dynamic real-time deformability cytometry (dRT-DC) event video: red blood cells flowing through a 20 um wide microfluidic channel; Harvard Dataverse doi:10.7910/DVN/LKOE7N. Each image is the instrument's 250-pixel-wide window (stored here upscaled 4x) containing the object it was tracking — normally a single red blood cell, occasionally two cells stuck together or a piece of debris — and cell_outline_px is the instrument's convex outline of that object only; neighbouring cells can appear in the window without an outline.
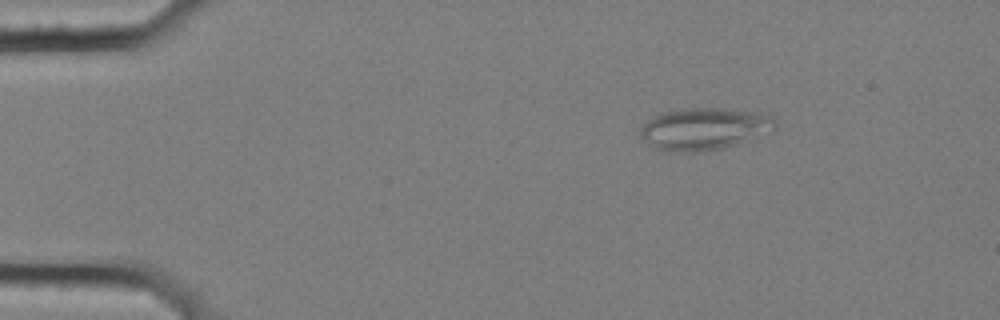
{"species": "common noctule bat (a hibernating species)", "species_latin": "Nyctalus noctula", "temperature_condition": "cold", "stored_images_in_passage": 53, "camera_frame_rate_fps": 3000, "um_per_image_px": 0.085, "animal": {"sex": "female", "body_mass_g": 25.1}, "frame": {"image": 1, "passage_image": 5, "time_ms": 1.333, "image_size_px": [1000, 320], "cell_outline_px": [[776, 128], [772, 132], [736, 144], [720, 148], [692, 152], [676, 152], [656, 148], [648, 144], [640, 136], [640, 128], [648, 120], [660, 112], [684, 108], [724, 108], [752, 112], [772, 116], [776, 120]], "centroid_in_image_um": [59.85, 10.94], "position_along_channel_um": 25.1, "area_um2": 33.0}}
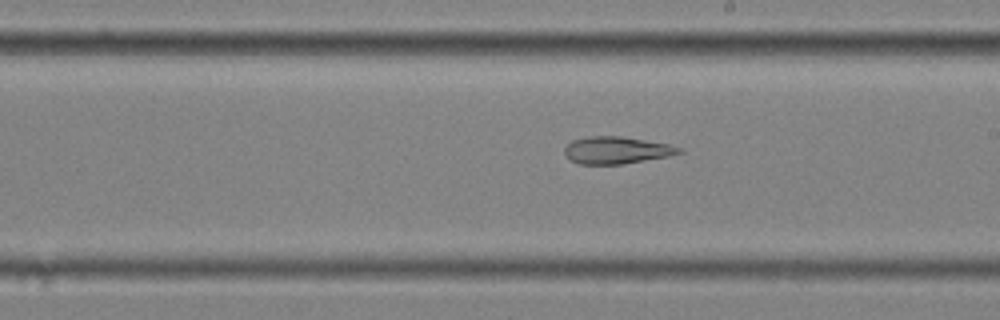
{"frame": {"image": 2, "passage_image": 29, "time_ms": 9.333, "image_size_px": [1000, 320], "cell_outline_px": [[684, 152], [668, 156], [620, 164], [580, 164], [572, 160], [564, 152], [564, 148], [572, 140], [588, 136], [620, 136], [668, 144], [684, 148]], "centroid_in_image_um": [52.42, 12.76], "position_along_channel_um": 236.6, "area_um2": 17.92}}
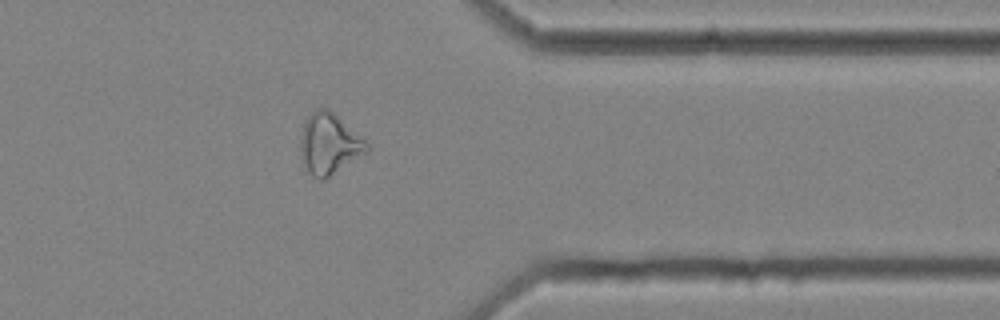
{"frame": {"image": 3, "passage_image": 42, "time_ms": 13.667, "image_size_px": [1000, 320], "cell_outline_px": [[372, 148], [368, 152], [324, 180], [320, 180], [304, 172], [300, 156], [300, 140], [304, 124], [308, 116], [316, 108], [328, 108], [364, 140]], "centroid_in_image_um": [27.94, 12.28], "position_along_channel_um": 383.5, "area_um2": 23.7}, "authors_computed_cell_mechanics": {"area_um2": 23.8136, "velocity_mm_per_s": 3.5818, "shape_relaxation_time_tau1_ms": null, "shape_relaxation_time_tau2_ms": 5.6097, "deformation_change_tau1": null, "deformation_change_tau2": 0.1643}}